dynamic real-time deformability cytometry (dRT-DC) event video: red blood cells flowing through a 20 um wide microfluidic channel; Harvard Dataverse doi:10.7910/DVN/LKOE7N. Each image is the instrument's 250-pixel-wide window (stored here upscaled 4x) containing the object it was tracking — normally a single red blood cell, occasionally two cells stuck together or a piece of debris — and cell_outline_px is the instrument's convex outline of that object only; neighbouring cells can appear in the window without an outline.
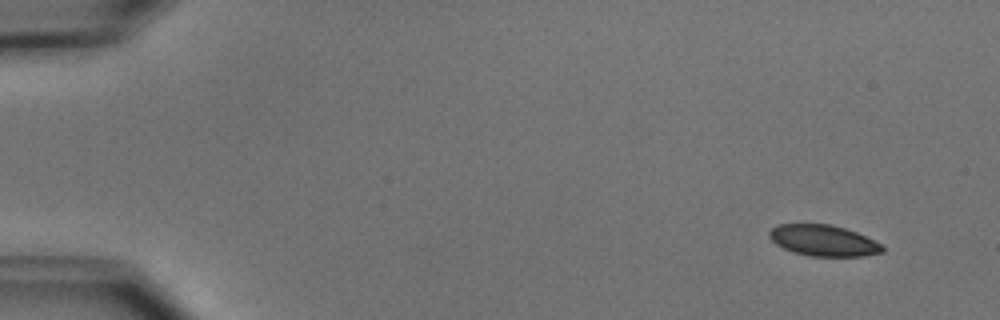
{"species": "common noctule bat (a hibernating species)", "species_latin": "Nyctalus noctula", "temperature_condition": "cold", "stored_images_in_passage": 6, "camera_frame_rate_fps": 3000, "um_per_image_px": 0.085, "animal": {"sex": "male", "body_mass_g": 15.6}, "frame": {"image": 1, "passage_image": 1, "time_ms": 0.0, "image_size_px": [1000, 320], "cell_outline_px": [[884, 252], [864, 256], [812, 256], [792, 252], [776, 244], [768, 236], [768, 232], [772, 228], [780, 224], [832, 224], [856, 232], [880, 244], [884, 248]], "centroid_in_image_um": [69.97, 20.44], "position_along_channel_um": 15.0, "area_um2": 20.35}}
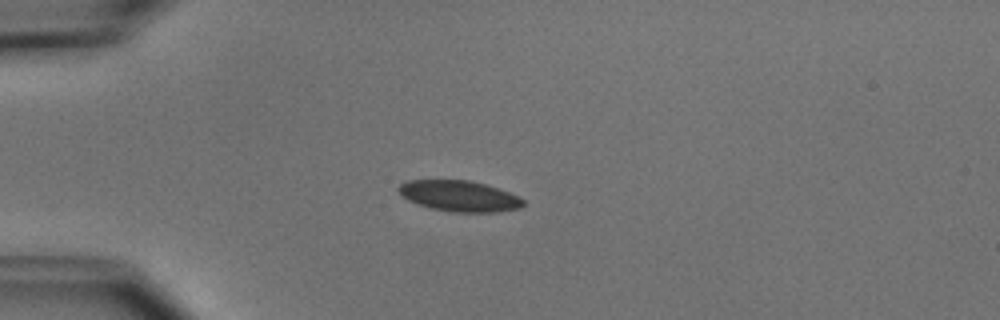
{"frame": {"image": 2, "passage_image": 4, "time_ms": 3.333, "image_size_px": [1000, 320], "cell_outline_px": [[524, 204], [520, 208], [496, 212], [452, 212], [432, 208], [408, 200], [396, 188], [400, 184], [408, 180], [468, 180], [484, 184], [508, 192], [524, 200]], "centroid_in_image_um": [39.03, 16.66], "position_along_channel_um": 46.0, "area_um2": 22.08}}